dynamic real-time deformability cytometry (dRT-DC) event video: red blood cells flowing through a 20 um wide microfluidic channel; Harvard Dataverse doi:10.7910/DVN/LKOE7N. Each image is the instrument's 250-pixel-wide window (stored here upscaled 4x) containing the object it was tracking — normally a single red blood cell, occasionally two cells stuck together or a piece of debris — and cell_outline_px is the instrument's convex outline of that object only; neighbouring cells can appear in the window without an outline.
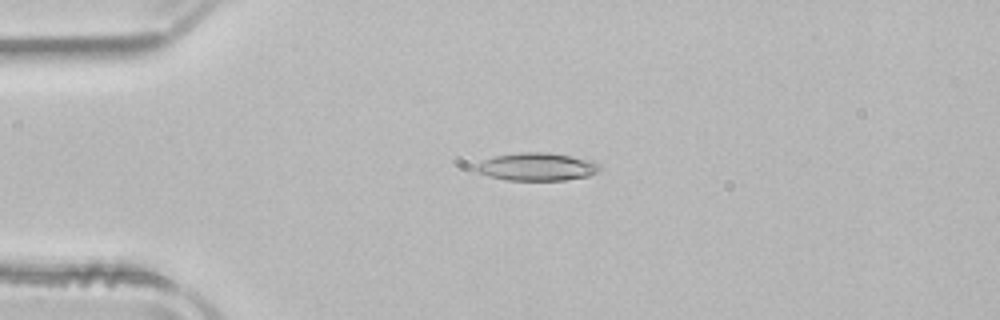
{"species": "common noctule bat (a hibernating species)", "species_latin": "Nyctalus noctula", "temperature_condition": "room temperature", "stored_images_in_passage": 47, "camera_frame_rate_fps": 3000, "um_per_image_px": 0.085, "animal": {"sex": "male", "body_mass_g": 21.5, "forearm_length_mm": 52.0}, "frame": {"image": 1, "passage_image": 8, "time_ms": 2.333, "image_size_px": [1000, 320], "cell_outline_px": [[600, 172], [588, 176], [564, 180], [508, 180], [488, 176], [476, 172], [472, 168], [476, 164], [484, 160], [496, 156], [520, 152], [548, 152], [592, 160], [600, 164]], "centroid_in_image_um": [45.64, 14.18], "position_along_channel_um": 39.4, "area_um2": 20.23}}
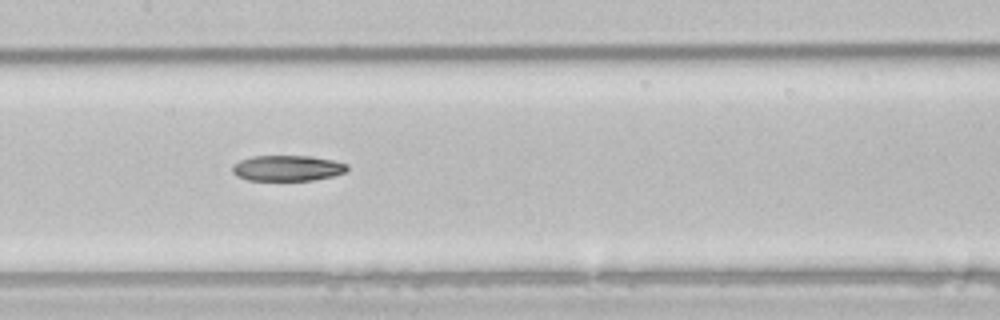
{"frame": {"image": 2, "passage_image": 21, "time_ms": 6.667, "image_size_px": [1000, 320], "cell_outline_px": [[348, 168], [344, 172], [332, 176], [312, 180], [248, 180], [236, 176], [232, 172], [232, 164], [240, 160], [252, 156], [312, 156], [336, 160], [348, 164]], "centroid_in_image_um": [24.42, 14.28], "position_along_channel_um": 183.0, "area_um2": 17.28}}
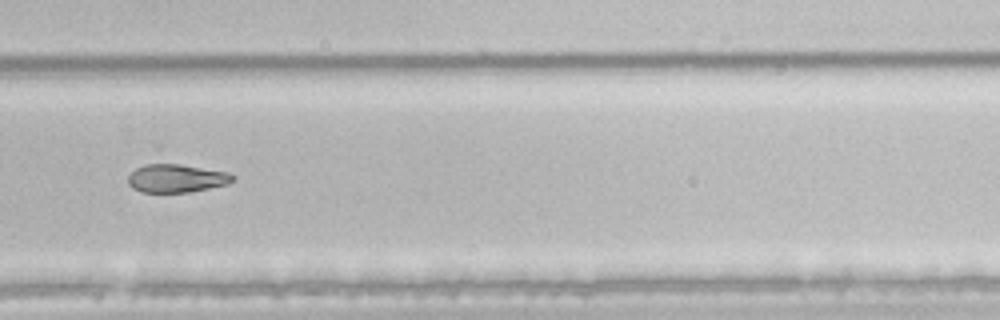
{"frame": {"image": 3, "passage_image": 31, "time_ms": 10.0, "image_size_px": [1000, 320], "cell_outline_px": [[236, 176], [228, 184], [188, 192], [140, 192], [132, 188], [128, 184], [128, 176], [136, 168], [144, 164], [180, 164], [228, 172]], "centroid_in_image_um": [14.97, 15.15], "position_along_channel_um": 314.8, "area_um2": 17.17}}